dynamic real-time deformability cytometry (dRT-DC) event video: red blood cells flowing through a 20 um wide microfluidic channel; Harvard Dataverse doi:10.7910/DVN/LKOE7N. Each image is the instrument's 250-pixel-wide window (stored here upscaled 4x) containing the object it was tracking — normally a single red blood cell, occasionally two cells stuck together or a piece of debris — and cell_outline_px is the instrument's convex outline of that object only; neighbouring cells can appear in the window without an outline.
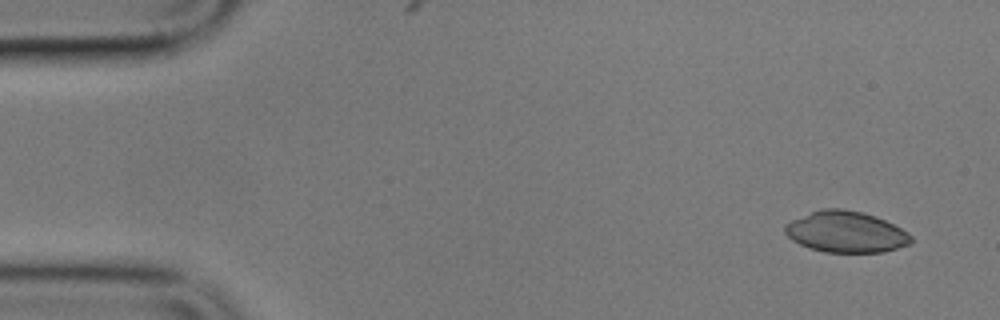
{"species": "common noctule bat (a hibernating species)", "species_latin": "Nyctalus noctula", "temperature_condition": "cold", "stored_images_in_passage": 3, "camera_frame_rate_fps": 3000, "um_per_image_px": 0.085, "animal": {"sex": "male", "body_mass_g": 17.9}, "frame": {"image": 1, "passage_image": 1, "time_ms": 0.0, "image_size_px": [1000, 320], "cell_outline_px": [[912, 240], [908, 244], [884, 252], [824, 252], [808, 248], [792, 240], [784, 232], [784, 224], [792, 220], [820, 208], [840, 208], [864, 212], [876, 216], [908, 232], [912, 236]], "centroid_in_image_um": [71.87, 19.7], "position_along_channel_um": 13.1, "area_um2": 30.29}}